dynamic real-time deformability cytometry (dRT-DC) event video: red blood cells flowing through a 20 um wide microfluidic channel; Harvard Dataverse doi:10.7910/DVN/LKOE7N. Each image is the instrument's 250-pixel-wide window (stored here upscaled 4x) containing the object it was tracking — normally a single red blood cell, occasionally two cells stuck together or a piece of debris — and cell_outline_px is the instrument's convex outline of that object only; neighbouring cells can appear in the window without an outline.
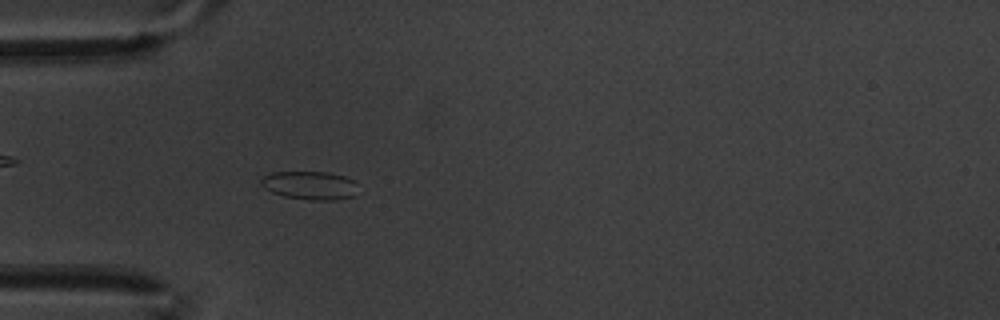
{"species": "common noctule bat (a hibernating species)", "species_latin": "Nyctalus noctula", "temperature_condition": "warm", "stored_images_in_passage": 60, "camera_frame_rate_fps": 3000, "um_per_image_px": 0.085, "animal": {"sex": "male", "body_mass_g": 20.1, "forearm_length_mm": 53.5}, "frame": {"image": 1, "passage_image": 18, "time_ms": 5.667, "image_size_px": [1000, 320], "cell_outline_px": [[352, 196], [336, 200], [308, 200], [284, 196], [272, 192], [264, 188], [260, 184], [260, 180], [264, 176], [272, 172], [328, 172], [344, 176], [352, 180]], "centroid_in_image_um": [26.23, 15.75], "position_along_channel_um": 58.8, "area_um2": 15.66}}
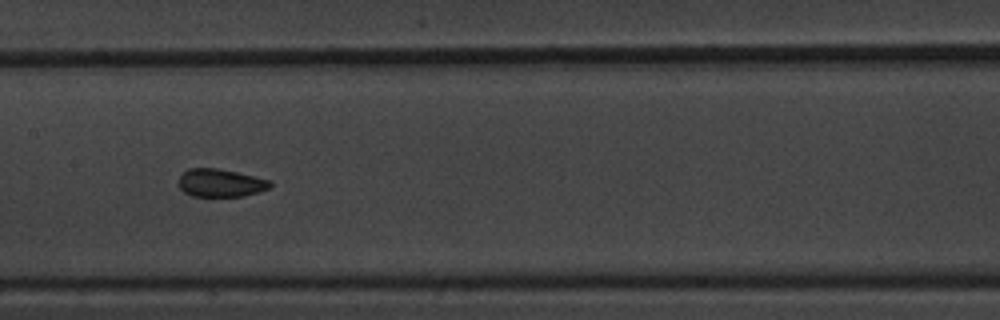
{"frame": {"image": 2, "passage_image": 30, "time_ms": 9.667, "image_size_px": [1000, 320], "cell_outline_px": [[272, 184], [268, 188], [244, 196], [192, 196], [184, 192], [180, 188], [176, 180], [188, 168], [216, 168], [236, 172], [272, 180]], "centroid_in_image_um": [18.71, 15.54], "position_along_channel_um": 188.7, "area_um2": 14.91}}
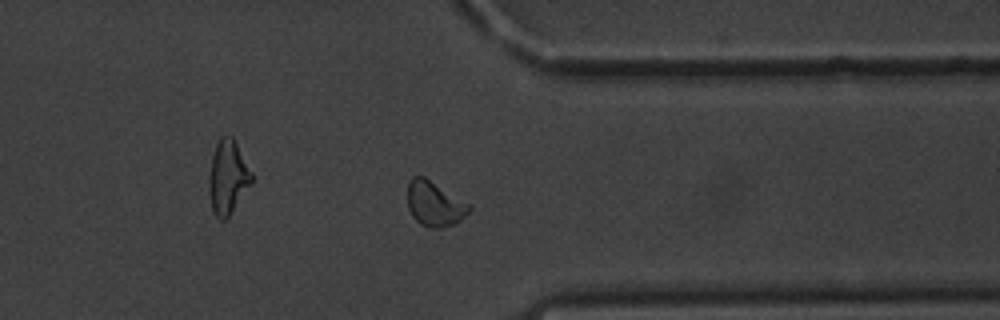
{"frame": {"image": 3, "passage_image": 47, "time_ms": 15.333, "image_size_px": [1000, 320], "cell_outline_px": [[472, 208], [456, 224], [440, 228], [432, 228], [420, 224], [412, 216], [408, 208], [408, 180], [412, 176], [424, 176], [472, 204]], "centroid_in_image_um": [36.95, 17.31], "position_along_channel_um": 374.4, "area_um2": 16.42}, "authors_computed_cell_mechanics": {"area_um2": 15.8661, "velocity_mm_per_s": 3.3369, "shape_relaxation_time_tau1_ms": 2.5975, "shape_relaxation_time_tau2_ms": 0.9133, "deformation_change_tau1": 0.0802, "deformation_change_tau2": 0.0646}}